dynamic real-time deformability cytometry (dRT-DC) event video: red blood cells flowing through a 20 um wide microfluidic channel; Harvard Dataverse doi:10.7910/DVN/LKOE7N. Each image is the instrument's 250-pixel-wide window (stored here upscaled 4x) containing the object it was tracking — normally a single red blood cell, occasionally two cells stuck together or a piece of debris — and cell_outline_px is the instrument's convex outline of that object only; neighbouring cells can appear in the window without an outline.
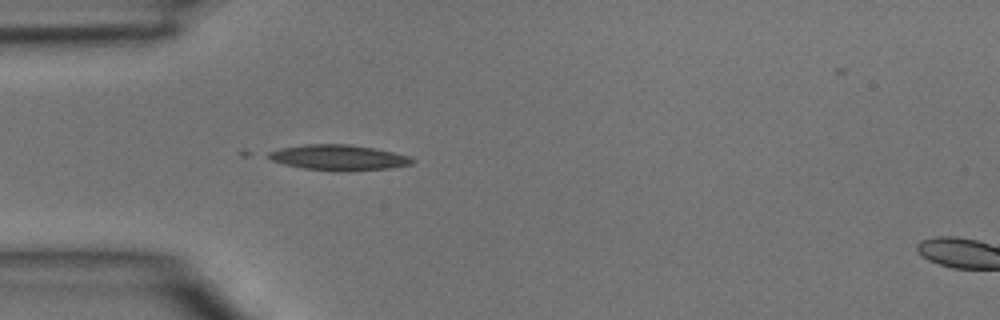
{"species": "common noctule bat (a hibernating species)", "species_latin": "Nyctalus noctula", "temperature_condition": "room temperature", "stored_images_in_passage": 34, "camera_frame_rate_fps": 3000, "um_per_image_px": 0.085, "animal": {"sex": "male", "body_mass_g": 15.6}, "frame": {"image": 1, "passage_image": 1, "time_ms": 0.0, "image_size_px": [1000, 320], "cell_outline_px": [[416, 160], [412, 164], [388, 168], [348, 172], [332, 172], [304, 168], [284, 164], [272, 160], [268, 156], [268, 152], [280, 148], [308, 144], [348, 144], [372, 148], [392, 152], [408, 156]], "centroid_in_image_um": [28.78, 13.41], "position_along_channel_um": 56.2, "area_um2": 21.39}}